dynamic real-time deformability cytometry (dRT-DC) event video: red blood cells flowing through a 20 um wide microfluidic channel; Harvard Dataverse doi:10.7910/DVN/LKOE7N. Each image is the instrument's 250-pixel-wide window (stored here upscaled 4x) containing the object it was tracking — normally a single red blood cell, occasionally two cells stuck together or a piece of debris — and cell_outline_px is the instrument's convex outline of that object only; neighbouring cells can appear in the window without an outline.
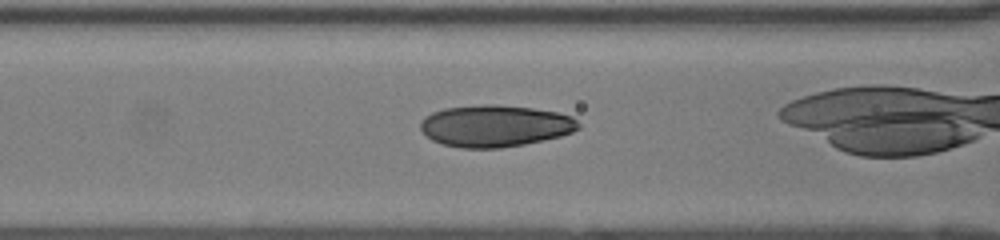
{"species": "human", "species_latin": "Homo sapiens", "temperature_condition": "room temperature", "stored_images_in_passage": 33, "camera_frame_rate_fps": 3000, "um_per_image_px": 0.085, "donor": {"sex": "female"}, "frame": {"image": 1, "passage_image": 13, "time_ms": 4.0, "image_size_px": [1000, 240], "cell_outline_px": [[580, 128], [572, 132], [560, 136], [524, 144], [500, 148], [460, 148], [444, 144], [432, 140], [420, 128], [420, 124], [424, 116], [432, 112], [444, 108], [484, 104], [496, 104], [532, 108], [556, 112], [572, 116], [580, 124]], "centroid_in_image_um": [42.08, 10.69], "position_along_channel_um": 124.5, "area_um2": 38.44}}
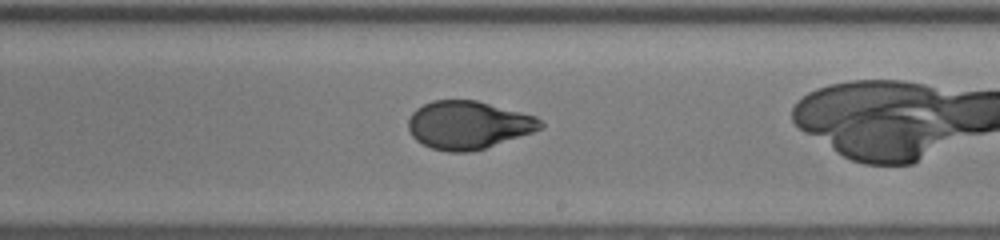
{"frame": {"image": 2, "passage_image": 22, "time_ms": 7.0, "image_size_px": [1000, 240], "cell_outline_px": [[544, 124], [540, 128], [532, 132], [472, 152], [448, 152], [432, 148], [416, 140], [412, 136], [408, 128], [408, 120], [412, 112], [416, 108], [432, 100], [476, 100], [536, 116]], "centroid_in_image_um": [39.77, 10.62], "position_along_channel_um": 249.2, "area_um2": 36.76}}
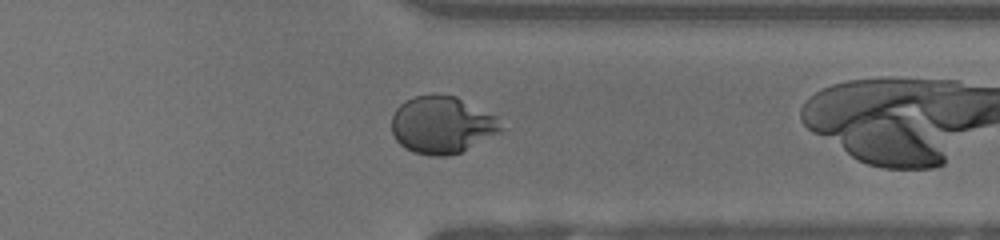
{"frame": {"image": 3, "passage_image": 31, "time_ms": 10.0, "image_size_px": [1000, 240], "cell_outline_px": [[508, 128], [460, 152], [448, 156], [428, 156], [412, 152], [404, 148], [396, 140], [392, 132], [392, 116], [396, 108], [404, 100], [412, 96], [436, 92], [456, 96], [496, 116]], "centroid_in_image_um": [37.56, 10.59], "position_along_channel_um": 373.8, "area_um2": 37.17}}